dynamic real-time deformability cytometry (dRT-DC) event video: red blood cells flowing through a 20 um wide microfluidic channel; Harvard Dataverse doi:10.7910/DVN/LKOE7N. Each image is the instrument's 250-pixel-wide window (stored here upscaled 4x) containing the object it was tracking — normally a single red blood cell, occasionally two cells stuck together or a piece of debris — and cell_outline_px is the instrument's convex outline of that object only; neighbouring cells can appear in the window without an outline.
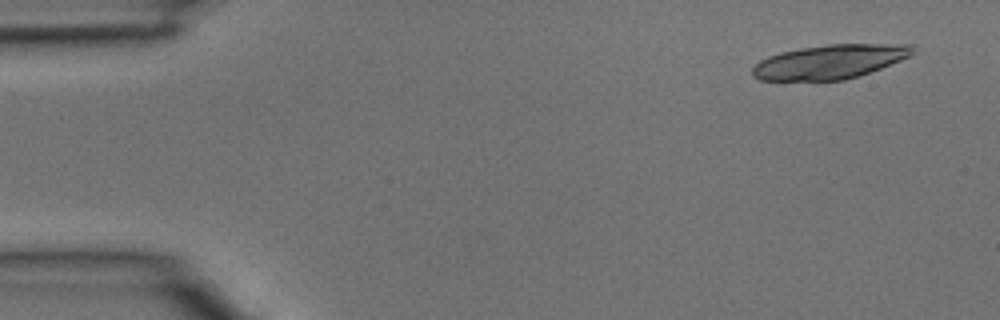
{"species": "common noctule bat (a hibernating species)", "species_latin": "Nyctalus noctula", "temperature_condition": "room temperature", "stored_images_in_passage": 3, "camera_frame_rate_fps": 3000, "um_per_image_px": 0.085, "animal": {"sex": "male", "body_mass_g": 15.6}, "frame": {"image": 1, "passage_image": 1, "time_ms": 0.0, "image_size_px": [1000, 320], "cell_outline_px": [[916, 52], [900, 60], [880, 68], [844, 80], [760, 80], [752, 76], [752, 68], [760, 60], [768, 56], [780, 52], [800, 48], [828, 44], [912, 44]], "centroid_in_image_um": [70.51, 5.24], "position_along_channel_um": 14.5, "area_um2": 31.67}}